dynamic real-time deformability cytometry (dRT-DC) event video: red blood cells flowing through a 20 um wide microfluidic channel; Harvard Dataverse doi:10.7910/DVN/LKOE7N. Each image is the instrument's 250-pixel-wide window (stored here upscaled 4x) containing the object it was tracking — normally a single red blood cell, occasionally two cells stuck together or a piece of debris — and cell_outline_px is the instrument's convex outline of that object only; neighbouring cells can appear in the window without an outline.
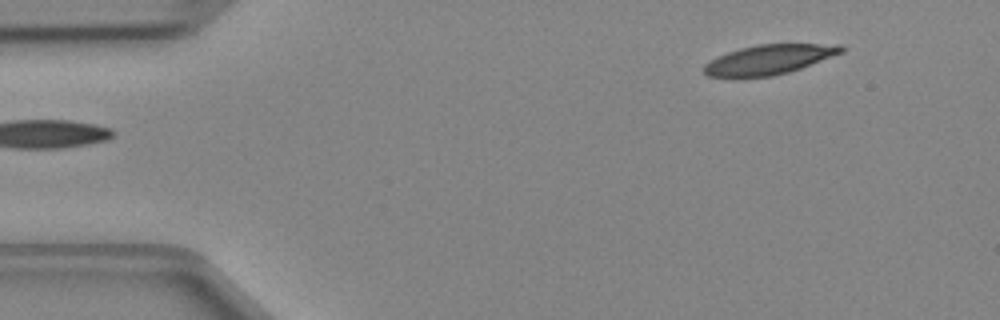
{"species": "Egyptian fruit bat (a non-hibernating species)", "species_latin": "Rousettus aegyptiacus", "temperature_condition": "cold", "stored_images_in_passage": 43, "camera_frame_rate_fps": 3000, "um_per_image_px": 0.085, "animal": {"sex": "female"}, "frame": {"image": 1, "passage_image": 1, "time_ms": 0.0, "image_size_px": [1000, 320], "cell_outline_px": [[844, 52], [800, 68], [788, 72], [772, 76], [736, 80], [708, 76], [704, 72], [704, 64], [728, 52], [740, 48], [756, 44], [840, 44], [844, 48]], "centroid_in_image_um": [65.31, 5.1], "position_along_channel_um": 19.7, "area_um2": 24.16}}
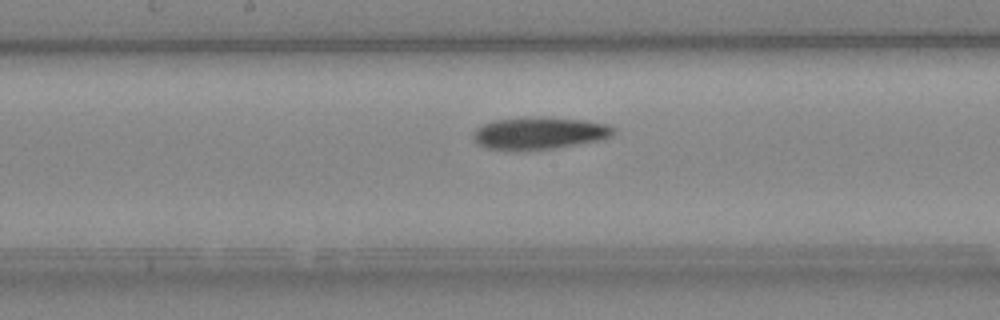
{"frame": {"image": 2, "passage_image": 20, "time_ms": 6.333, "image_size_px": [1000, 320], "cell_outline_px": [[616, 132], [612, 136], [604, 140], [552, 148], [520, 152], [516, 152], [488, 148], [480, 144], [472, 136], [476, 128], [492, 120], [584, 120], [608, 124], [616, 128]], "centroid_in_image_um": [45.89, 11.39], "position_along_channel_um": 202.3, "area_um2": 25.55}}
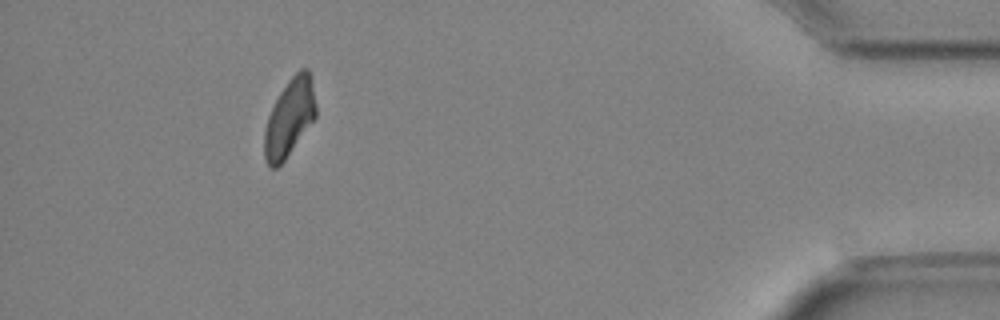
{"frame": {"image": 3, "passage_image": 39, "time_ms": 12.667, "image_size_px": [1000, 320], "cell_outline_px": [[316, 116], [284, 160], [276, 168], [268, 168], [264, 160], [264, 132], [268, 116], [280, 92], [288, 80], [300, 68], [308, 68], [312, 76], [316, 104]], "centroid_in_image_um": [24.6, 9.99], "position_along_channel_um": 410.6, "area_um2": 23.24}}